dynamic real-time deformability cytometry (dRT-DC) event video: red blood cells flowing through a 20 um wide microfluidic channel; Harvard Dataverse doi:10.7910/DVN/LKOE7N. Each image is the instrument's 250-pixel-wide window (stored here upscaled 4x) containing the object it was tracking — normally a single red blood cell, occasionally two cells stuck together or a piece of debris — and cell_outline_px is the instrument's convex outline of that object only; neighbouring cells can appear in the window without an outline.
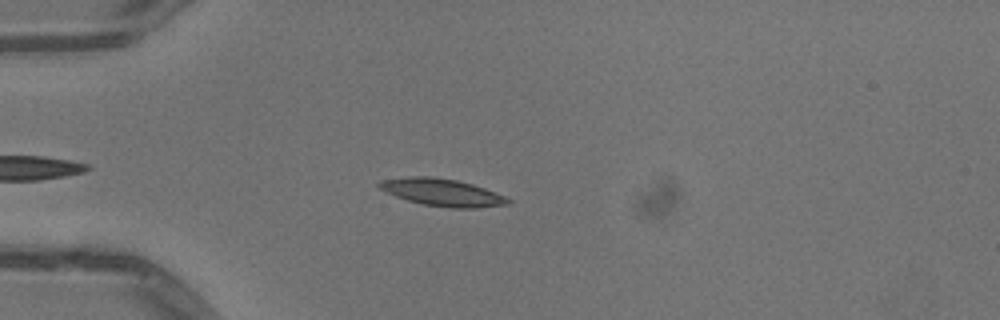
{"species": "common noctule bat (a hibernating species)", "species_latin": "Nyctalus noctula", "temperature_condition": "warm", "stored_images_in_passage": 36, "camera_frame_rate_fps": 3000, "um_per_image_px": 0.085, "animal": {"sex": "male", "body_mass_g": 13.3}, "frame": {"image": 1, "passage_image": 2, "time_ms": 0.333, "image_size_px": [1000, 320], "cell_outline_px": [[512, 200], [508, 204], [476, 208], [452, 208], [424, 204], [408, 200], [396, 196], [380, 188], [376, 184], [380, 180], [408, 176], [432, 176], [456, 180], [472, 184], [484, 188], [504, 196]], "centroid_in_image_um": [37.58, 16.34], "position_along_channel_um": 47.4, "area_um2": 20.29}}
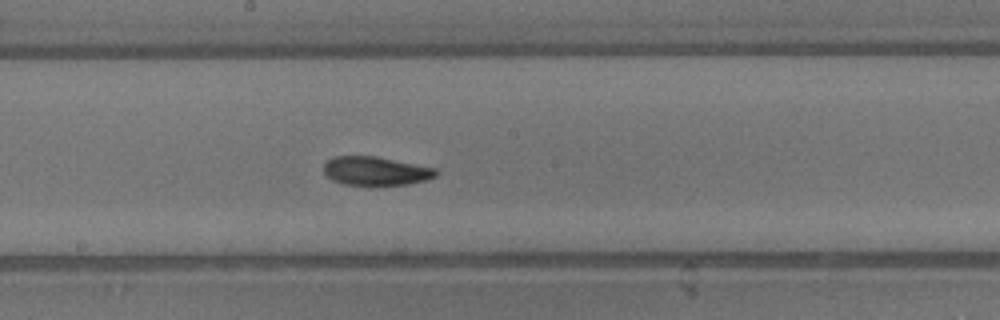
{"frame": {"image": 2, "passage_image": 16, "time_ms": 5.0, "image_size_px": [1000, 320], "cell_outline_px": [[440, 172], [436, 176], [424, 180], [408, 184], [376, 188], [344, 184], [332, 180], [324, 172], [324, 164], [328, 160], [336, 156], [376, 156], [436, 168]], "centroid_in_image_um": [31.95, 14.57], "position_along_channel_um": 216.2, "area_um2": 19.42}}
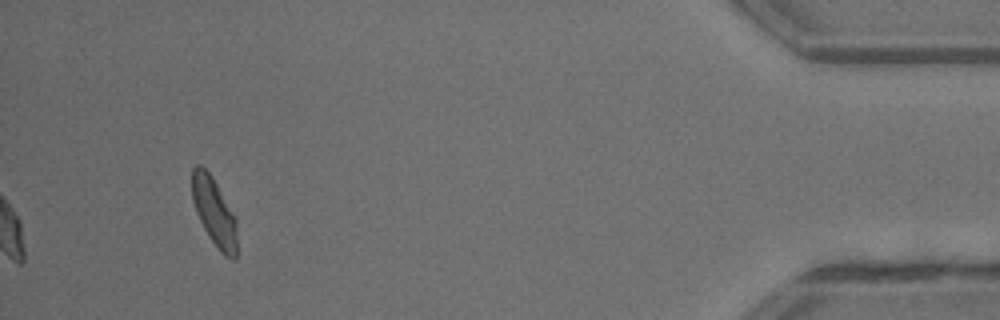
{"frame": {"image": 3, "passage_image": 36, "time_ms": 11.667, "image_size_px": [1000, 320], "cell_outline_px": [[236, 260], [232, 260], [224, 256], [220, 252], [204, 228], [196, 212], [192, 200], [192, 168], [196, 164], [200, 164], [212, 176], [236, 220]], "centroid_in_image_um": [18.19, 18.02], "position_along_channel_um": 417.0, "area_um2": 17.57}, "authors_computed_cell_mechanics": {"area_um2": 18.8717, "velocity_mm_per_s": 4.054, "shape_relaxation_time_tau1_ms": 3.6745, "shape_relaxation_time_tau2_ms": 3.7872, "deformation_change_tau1": 0.1533, "deformation_change_tau2": 0.0918}}